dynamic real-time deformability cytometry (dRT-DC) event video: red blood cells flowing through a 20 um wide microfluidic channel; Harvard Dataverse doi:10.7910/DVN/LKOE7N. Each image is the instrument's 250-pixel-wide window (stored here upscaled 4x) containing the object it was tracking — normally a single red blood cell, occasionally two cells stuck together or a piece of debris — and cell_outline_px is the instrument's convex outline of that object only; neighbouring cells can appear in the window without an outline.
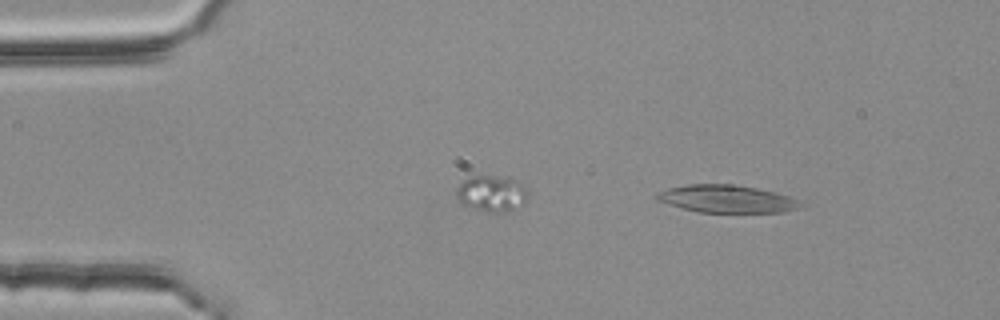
{"species": "common noctule bat (a hibernating species)", "species_latin": "Nyctalus noctula", "temperature_condition": "room temperature", "stored_images_in_passage": 4, "camera_frame_rate_fps": 3000, "um_per_image_px": 0.085, "animal": {"sex": "female", "body_mass_g": 25.1}, "frame": {"image": 1, "passage_image": 1, "time_ms": 0.0, "image_size_px": [1000, 320], "cell_outline_px": [[804, 204], [796, 208], [784, 212], [700, 212], [684, 208], [656, 200], [652, 196], [656, 192], [668, 188], [688, 184], [728, 184], [756, 188], [788, 196], [800, 200]], "centroid_in_image_um": [61.73, 16.9], "position_along_channel_um": 23.3, "area_um2": 22.89}}
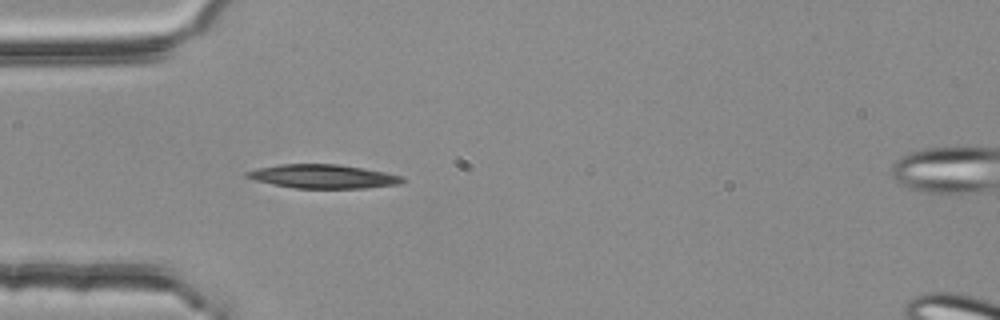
{"frame": {"image": 2, "passage_image": 3, "time_ms": 0.667, "image_size_px": [1000, 320], "cell_outline_px": [[408, 180], [400, 184], [364, 188], [296, 188], [256, 180], [244, 176], [244, 172], [260, 168], [280, 164], [336, 164], [384, 172], [404, 176]], "centroid_in_image_um": [27.52, 15.0], "position_along_channel_um": 57.5, "area_um2": 21.33}}